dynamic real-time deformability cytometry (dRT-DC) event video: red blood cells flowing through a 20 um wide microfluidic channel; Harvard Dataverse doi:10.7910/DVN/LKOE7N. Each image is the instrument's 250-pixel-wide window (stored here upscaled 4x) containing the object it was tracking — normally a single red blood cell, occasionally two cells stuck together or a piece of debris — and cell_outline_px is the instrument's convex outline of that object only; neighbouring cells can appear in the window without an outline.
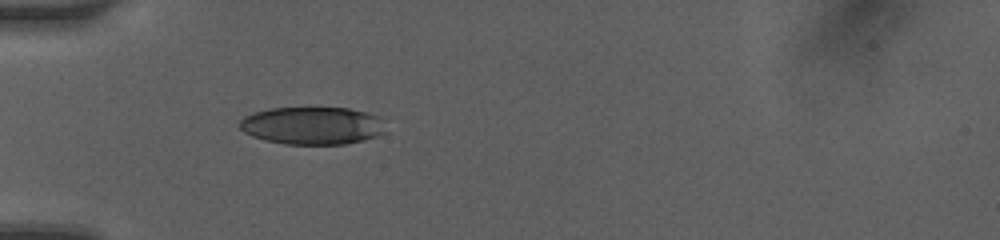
{"species": "human", "species_latin": "Homo sapiens", "temperature_condition": "room temperature", "stored_images_in_passage": 34, "camera_frame_rate_fps": 3000, "um_per_image_px": 0.085, "donor": {"sex": "female"}, "frame": {"image": 1, "passage_image": 1, "time_ms": 0.0, "image_size_px": [1000, 240], "cell_outline_px": [[384, 132], [376, 136], [344, 144], [284, 144], [264, 140], [252, 136], [244, 132], [240, 128], [240, 120], [244, 116], [252, 112], [268, 108], [348, 108], [380, 116]], "centroid_in_image_um": [26.48, 10.67], "position_along_channel_um": 58.5, "area_um2": 31.91}}
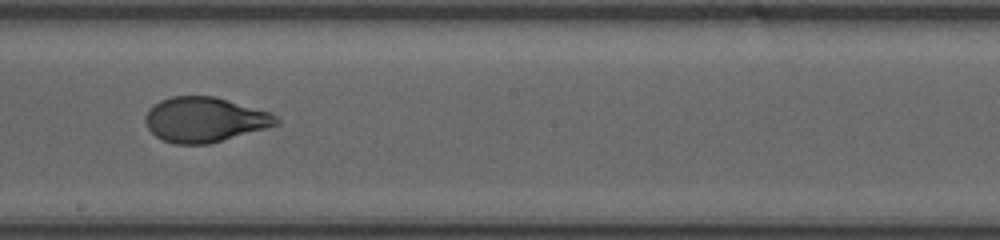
{"frame": {"image": 2, "passage_image": 14, "time_ms": 4.333, "image_size_px": [1000, 240], "cell_outline_px": [[280, 124], [208, 144], [176, 144], [164, 140], [156, 136], [148, 128], [144, 120], [144, 116], [148, 108], [152, 104], [160, 100], [172, 96], [216, 96], [272, 112], [280, 120]], "centroid_in_image_um": [17.39, 10.15], "position_along_channel_um": 230.8, "area_um2": 34.51}}
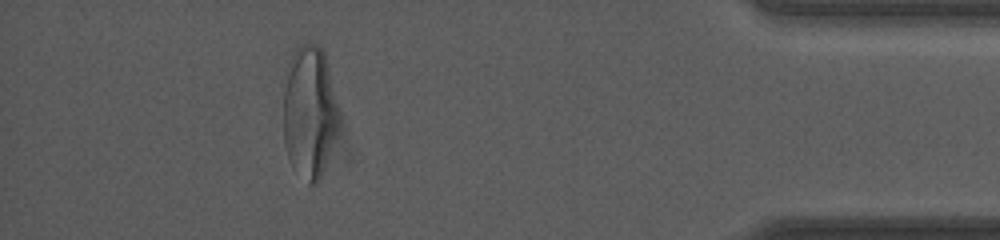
{"frame": {"image": 3, "passage_image": 30, "time_ms": 9.667, "image_size_px": [1000, 240], "cell_outline_px": [[344, 116], [320, 176], [316, 184], [308, 184], [292, 168], [288, 160], [284, 144], [284, 88], [292, 56], [296, 48], [300, 44], [316, 44], [324, 52], [344, 112]], "centroid_in_image_um": [26.38, 9.53], "position_along_channel_um": 408.8, "area_um2": 43.93}, "authors_computed_cell_mechanics": {"area_um2": 34.8823, "velocity_mm_per_s": 4.1734, "shape_relaxation_time_tau1_ms": 3.4054, "shape_relaxation_time_tau2_ms": null, "deformation_change_tau1": 0.17, "deformation_change_tau2": null}}